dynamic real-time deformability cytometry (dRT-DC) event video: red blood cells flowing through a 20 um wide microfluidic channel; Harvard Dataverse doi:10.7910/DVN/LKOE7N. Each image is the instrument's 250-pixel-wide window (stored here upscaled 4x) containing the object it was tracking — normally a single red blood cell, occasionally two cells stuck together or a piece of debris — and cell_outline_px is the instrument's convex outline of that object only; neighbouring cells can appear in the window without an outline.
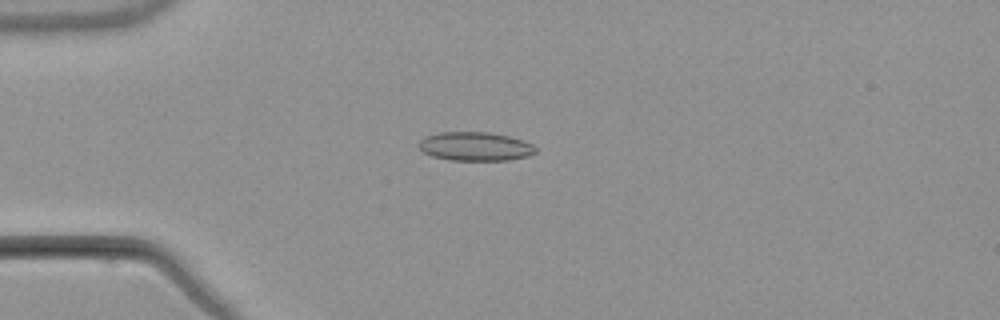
{"species": "common noctule bat (a hibernating species)", "species_latin": "Nyctalus noctula", "temperature_condition": "warm", "stored_images_in_passage": 4, "camera_frame_rate_fps": 3000, "um_per_image_px": 0.085, "animal": {"sex": "male", "body_mass_g": 21.5, "forearm_length_mm": 52.0}, "frame": {"image": 1, "passage_image": 2, "time_ms": 1.333, "image_size_px": [1000, 320], "cell_outline_px": [[536, 152], [528, 156], [508, 160], [452, 160], [432, 156], [424, 152], [416, 144], [424, 136], [440, 132], [488, 132], [508, 136], [524, 140], [532, 144], [536, 148]], "centroid_in_image_um": [40.38, 12.44], "position_along_channel_um": 44.6, "area_um2": 19.65}}
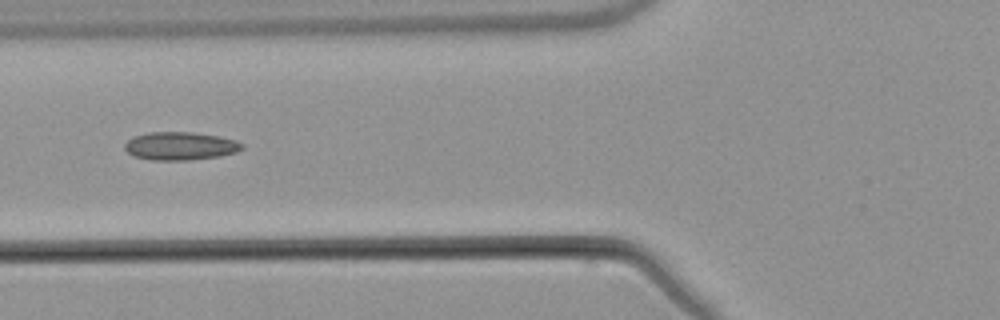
{"frame": {"image": 2, "passage_image": 4, "time_ms": 3.667, "image_size_px": [1000, 320], "cell_outline_px": [[244, 148], [236, 152], [220, 156], [188, 160], [152, 160], [136, 156], [128, 152], [124, 148], [124, 144], [132, 136], [148, 132], [192, 132], [220, 136], [236, 140], [244, 144]], "centroid_in_image_um": [15.34, 12.4], "position_along_channel_um": 110.5, "area_um2": 19.31}}